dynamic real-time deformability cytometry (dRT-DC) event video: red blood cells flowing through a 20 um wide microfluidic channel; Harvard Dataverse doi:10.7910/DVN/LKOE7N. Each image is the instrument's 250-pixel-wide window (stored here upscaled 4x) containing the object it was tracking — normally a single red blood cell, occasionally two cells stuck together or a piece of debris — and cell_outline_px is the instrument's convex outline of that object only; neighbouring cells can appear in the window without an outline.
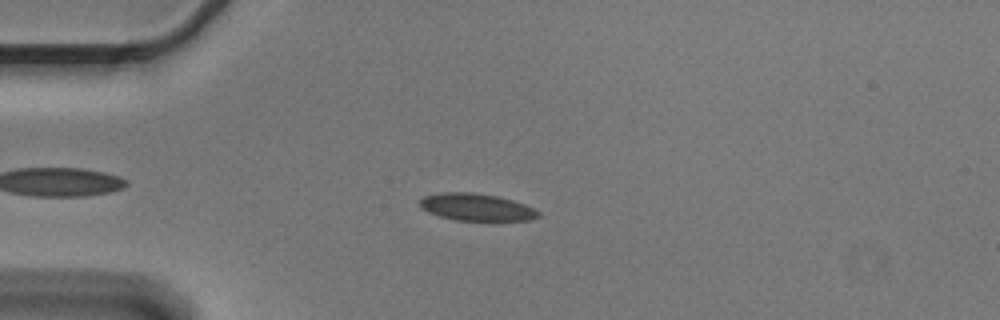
{"species": "Egyptian fruit bat (a non-hibernating species)", "species_latin": "Rousettus aegyptiacus", "temperature_condition": "cold", "stored_images_in_passage": 50, "camera_frame_rate_fps": 3000, "um_per_image_px": 0.085, "animal": {"sex": "male"}, "frame": {"image": 1, "passage_image": 9, "time_ms": 2.667, "image_size_px": [1000, 320], "cell_outline_px": [[540, 216], [528, 220], [496, 224], [492, 224], [456, 220], [440, 216], [428, 212], [420, 208], [420, 200], [424, 196], [440, 192], [472, 192], [496, 196], [512, 200], [524, 204], [540, 212]], "centroid_in_image_um": [40.54, 17.67], "position_along_channel_um": 44.5, "area_um2": 19.71}}
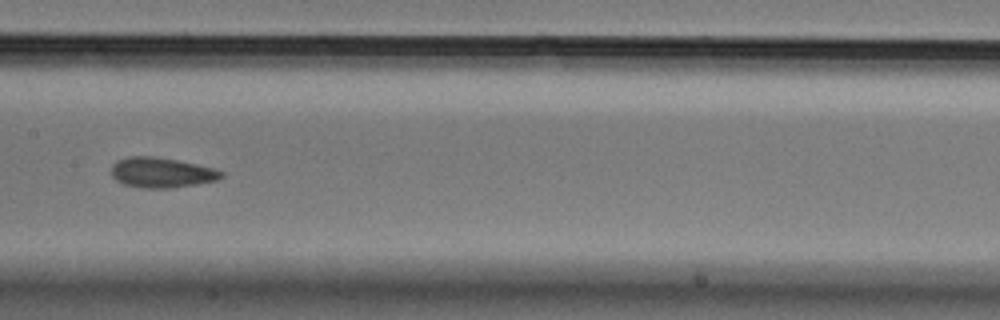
{"frame": {"image": 2, "passage_image": 23, "time_ms": 7.333, "image_size_px": [1000, 320], "cell_outline_px": [[224, 176], [220, 180], [172, 188], [140, 188], [124, 184], [116, 180], [112, 176], [112, 164], [116, 160], [128, 156], [156, 156], [216, 168], [224, 172]], "centroid_in_image_um": [13.75, 14.67], "position_along_channel_um": 193.6, "area_um2": 19.59}}
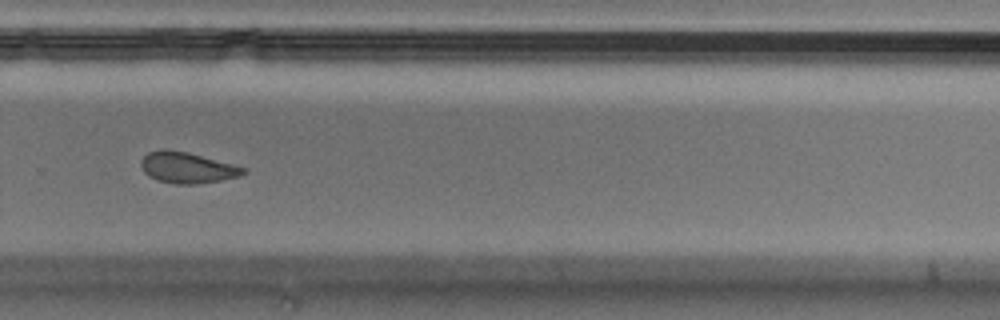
{"frame": {"image": 3, "passage_image": 33, "time_ms": 10.667, "image_size_px": [1000, 320], "cell_outline_px": [[248, 172], [240, 176], [220, 180], [196, 184], [176, 184], [156, 180], [148, 176], [140, 168], [140, 160], [148, 152], [164, 148], [168, 148], [188, 152], [248, 168]], "centroid_in_image_um": [15.89, 14.24], "position_along_channel_um": 313.9, "area_um2": 18.79}, "authors_computed_cell_mechanics": {"area_um2": 19.2474, "velocity_mm_per_s": 3.6302, "shape_relaxation_time_tau1_ms": 11.3417, "shape_relaxation_time_tau2_ms": 1.8468, "deformation_change_tau1": 0.1967, "deformation_change_tau2": 0.0585}}